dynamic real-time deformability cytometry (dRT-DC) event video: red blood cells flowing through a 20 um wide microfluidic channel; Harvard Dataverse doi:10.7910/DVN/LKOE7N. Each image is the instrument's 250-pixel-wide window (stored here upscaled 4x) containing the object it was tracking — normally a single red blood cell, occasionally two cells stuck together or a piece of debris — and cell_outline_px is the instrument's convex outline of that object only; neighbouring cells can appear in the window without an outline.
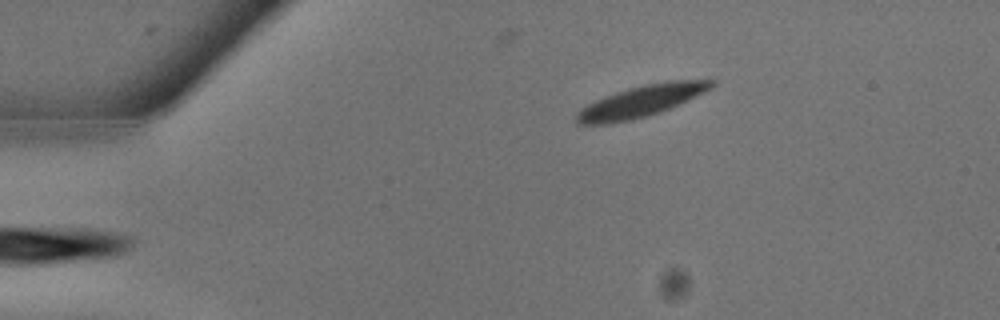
{"species": "common noctule bat (a hibernating species)", "species_latin": "Nyctalus noctula", "temperature_condition": "warm", "stored_images_in_passage": 8, "camera_frame_rate_fps": 3000, "um_per_image_px": 0.085, "animal": {"sex": "male", "body_mass_g": 13.3}, "frame": {"image": 1, "passage_image": 1, "time_ms": 0.0, "image_size_px": [1000, 320], "cell_outline_px": [[716, 84], [712, 88], [680, 104], [648, 116], [632, 120], [612, 124], [576, 124], [576, 112], [580, 108], [596, 100], [616, 92], [628, 88], [644, 84], [668, 80], [716, 80]], "centroid_in_image_um": [54.49, 8.61], "position_along_channel_um": 30.5, "area_um2": 24.85}}
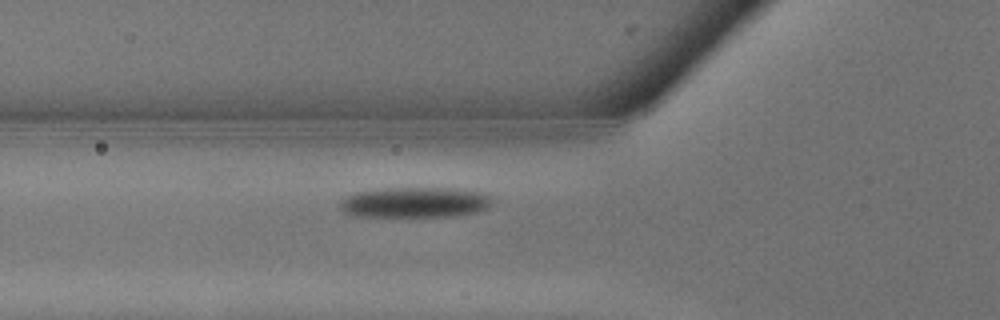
{"frame": {"image": 2, "passage_image": 6, "time_ms": 1.667, "image_size_px": [1000, 320], "cell_outline_px": [[492, 204], [488, 208], [476, 212], [452, 216], [348, 216], [340, 212], [336, 208], [340, 200], [356, 192], [380, 188], [460, 188], [484, 192], [492, 196]], "centroid_in_image_um": [35.23, 17.2], "position_along_channel_um": 90.6, "area_um2": 27.69}}
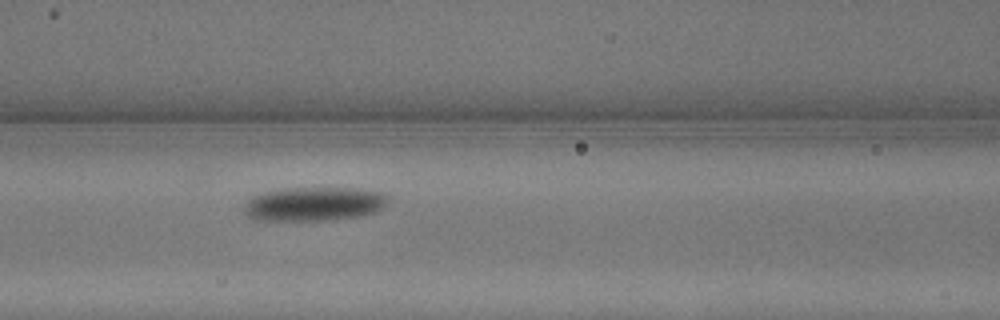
{"frame": {"image": 3, "passage_image": 8, "time_ms": 2.333, "image_size_px": [1000, 320], "cell_outline_px": [[388, 200], [384, 208], [376, 212], [360, 216], [332, 220], [252, 220], [244, 212], [244, 208], [248, 200], [252, 196], [264, 192], [280, 188], [360, 188], [388, 192]], "centroid_in_image_um": [26.75, 17.33], "position_along_channel_um": 139.8, "area_um2": 29.02}}